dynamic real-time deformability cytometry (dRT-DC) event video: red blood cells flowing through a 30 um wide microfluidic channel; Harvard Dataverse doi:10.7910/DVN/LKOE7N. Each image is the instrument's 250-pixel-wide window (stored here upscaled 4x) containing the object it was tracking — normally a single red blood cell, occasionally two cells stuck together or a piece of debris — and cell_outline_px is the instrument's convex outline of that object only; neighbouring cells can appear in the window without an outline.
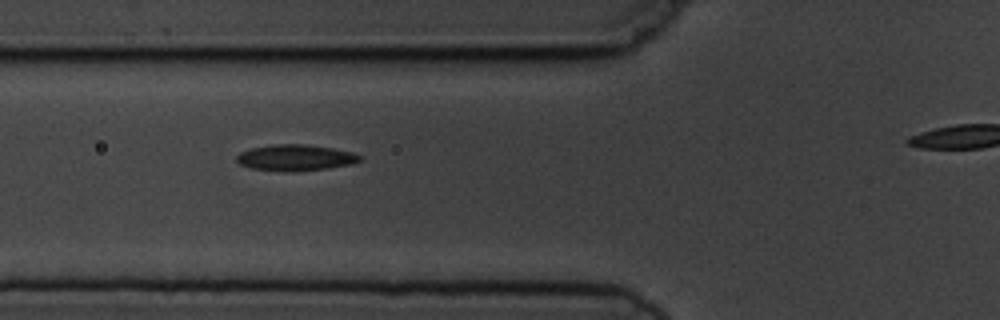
{"species": "common noctule bat (a hibernating species)", "species_latin": "Nyctalus noctula", "temperature_condition": "cold", "stored_images_in_passage": 6, "segment_of_instrument_passage": [1, 2], "camera_frame_rate_fps": 3000, "um_per_image_px": 0.085, "animal": {"sex": "male", "body_mass_g": 19.5, "forearm_length_mm": 54.6}, "frame": {"image": 1, "passage_image": 4, "time_ms": 4.333, "image_size_px": [1000, 320], "cell_outline_px": [[364, 156], [360, 160], [348, 164], [328, 168], [252, 168], [240, 164], [236, 160], [236, 156], [240, 152], [252, 148], [272, 144], [304, 144], [332, 148], [352, 152]], "centroid_in_image_um": [25.13, 13.33], "position_along_channel_um": 100.7, "area_um2": 17.51}}
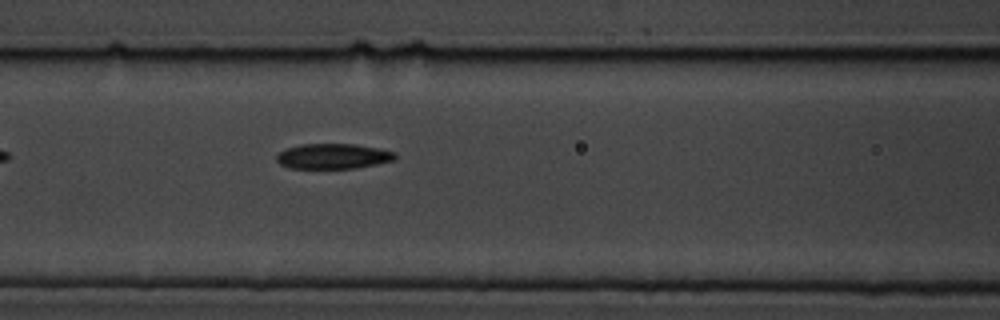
{"frame": {"image": 2, "passage_image": 5, "time_ms": 5.333, "image_size_px": [1000, 320], "cell_outline_px": [[396, 160], [356, 168], [288, 168], [280, 164], [276, 160], [276, 156], [280, 152], [288, 148], [300, 144], [356, 144], [396, 152]], "centroid_in_image_um": [28.32, 13.28], "position_along_channel_um": 138.3, "area_um2": 17.4}}